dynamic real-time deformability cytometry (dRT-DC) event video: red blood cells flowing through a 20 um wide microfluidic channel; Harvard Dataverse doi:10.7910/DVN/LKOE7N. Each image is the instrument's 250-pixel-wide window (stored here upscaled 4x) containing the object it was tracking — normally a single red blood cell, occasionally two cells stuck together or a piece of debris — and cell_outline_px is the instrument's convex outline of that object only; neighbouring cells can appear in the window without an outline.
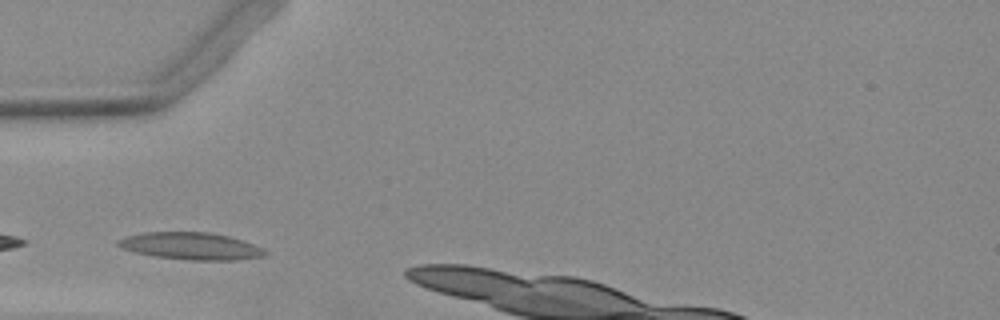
{"species": "Egyptian fruit bat (a non-hibernating species)", "species_latin": "Rousettus aegyptiacus", "temperature_condition": "warm", "stored_images_in_passage": 24, "camera_frame_rate_fps": 3000, "um_per_image_px": 0.085, "animal": {"sex": "female"}, "frame": {"image": 1, "passage_image": 1, "time_ms": 0.0, "image_size_px": [1000, 320], "cell_outline_px": [[268, 256], [232, 260], [192, 260], [152, 256], [120, 248], [116, 244], [116, 240], [128, 236], [144, 232], [208, 232], [228, 236], [264, 248], [268, 252]], "centroid_in_image_um": [16.23, 20.92], "position_along_channel_um": 68.8, "area_um2": 23.24}}